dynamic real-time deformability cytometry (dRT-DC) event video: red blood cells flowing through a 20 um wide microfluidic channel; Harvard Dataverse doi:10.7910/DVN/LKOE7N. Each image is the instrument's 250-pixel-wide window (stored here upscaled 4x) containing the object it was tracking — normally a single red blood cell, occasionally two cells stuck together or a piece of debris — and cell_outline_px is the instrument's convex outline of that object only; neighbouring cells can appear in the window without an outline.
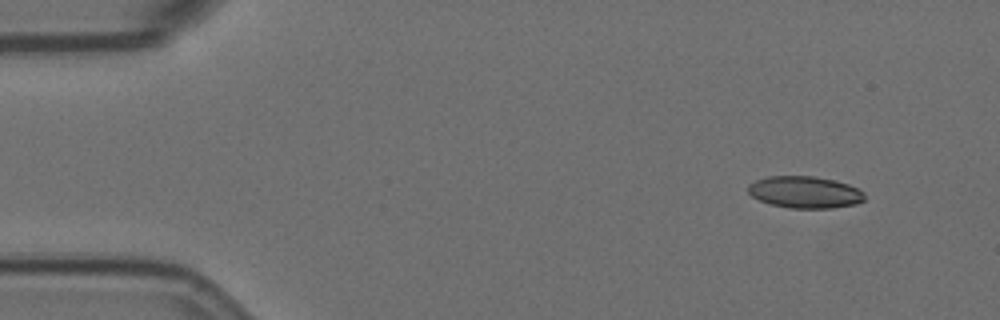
{"species": "Egyptian fruit bat (a non-hibernating species)", "species_latin": "Rousettus aegyptiacus", "temperature_condition": "room temperature", "stored_images_in_passage": 5, "segment_of_instrument_passage": [1, 2], "camera_frame_rate_fps": 3000, "um_per_image_px": 0.085, "animal": {"sex": "female"}, "frame": {"image": 1, "passage_image": 1, "time_ms": 0.0, "image_size_px": [1000, 320], "cell_outline_px": [[864, 200], [856, 204], [832, 208], [788, 208], [772, 204], [760, 200], [752, 196], [748, 192], [748, 184], [756, 180], [768, 176], [816, 176], [848, 184], [864, 192]], "centroid_in_image_um": [68.41, 16.33], "position_along_channel_um": 16.6, "area_um2": 21.56}}
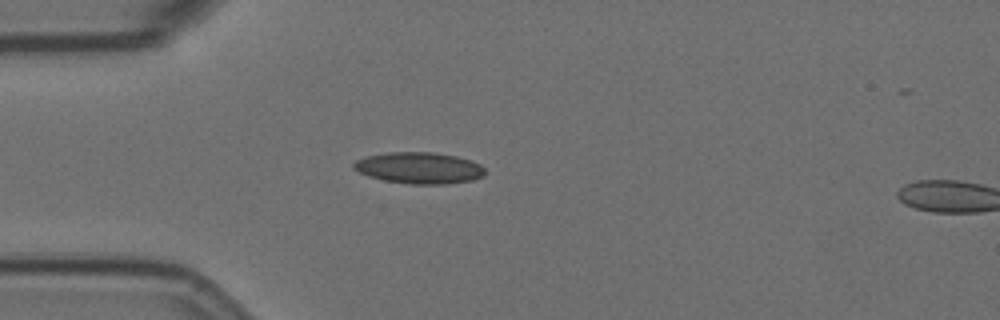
{"frame": {"image": 2, "passage_image": 4, "time_ms": 3.333, "image_size_px": [1000, 320], "cell_outline_px": [[484, 176], [472, 180], [444, 184], [408, 184], [384, 180], [368, 176], [352, 168], [352, 164], [356, 160], [364, 156], [388, 152], [432, 152], [456, 156], [480, 164], [484, 168]], "centroid_in_image_um": [35.59, 14.27], "position_along_channel_um": 49.4, "area_um2": 24.04}}